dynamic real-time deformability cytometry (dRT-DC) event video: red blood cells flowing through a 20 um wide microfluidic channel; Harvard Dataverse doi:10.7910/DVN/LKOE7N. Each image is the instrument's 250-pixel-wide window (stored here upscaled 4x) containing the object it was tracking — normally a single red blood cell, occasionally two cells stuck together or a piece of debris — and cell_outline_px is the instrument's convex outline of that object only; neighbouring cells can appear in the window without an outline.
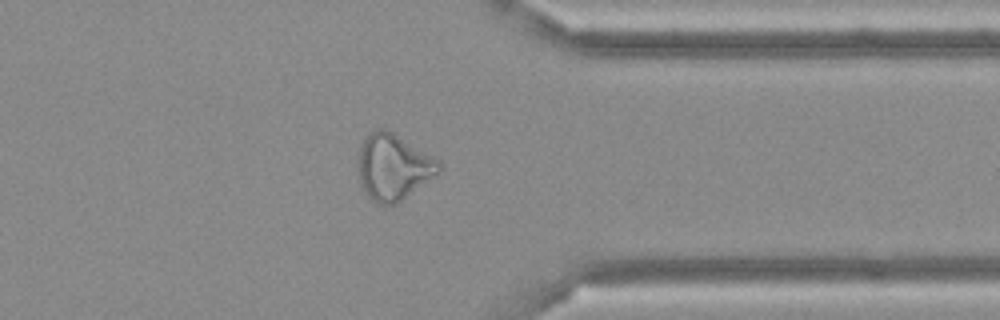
{"species": "Egyptian fruit bat (a non-hibernating species)", "species_latin": "Rousettus aegyptiacus", "temperature_condition": "cold", "stored_images_in_passage": 38, "camera_frame_rate_fps": 3000, "um_per_image_px": 0.085, "frame": {"image": 1, "passage_image": 27, "time_ms": 8.667, "image_size_px": [1000, 320], "cell_outline_px": [[440, 172], [396, 204], [380, 204], [372, 200], [364, 192], [360, 180], [356, 164], [360, 148], [364, 140], [376, 128], [384, 128], [392, 132], [440, 160]], "centroid_in_image_um": [33.41, 14.19], "position_along_channel_um": 378.0, "area_um2": 30.87}}
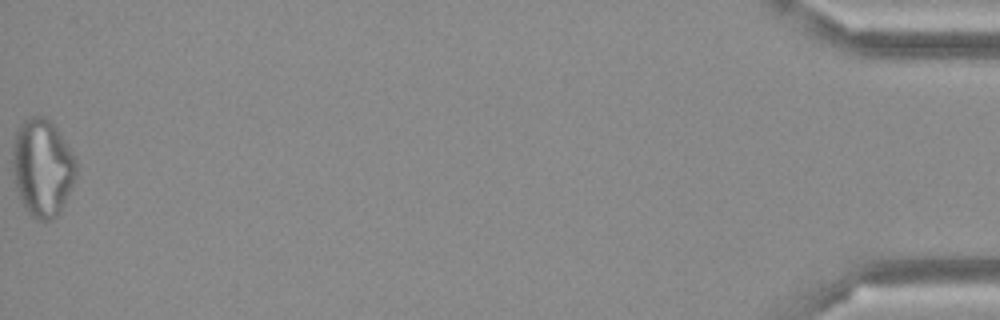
{"frame": {"image": 2, "passage_image": 38, "time_ms": 12.333, "image_size_px": [1000, 320], "cell_outline_px": [[76, 172], [72, 184], [60, 212], [52, 220], [36, 220], [24, 208], [20, 200], [16, 188], [12, 164], [12, 140], [20, 124], [24, 120], [32, 116], [44, 116], [56, 128], [76, 160]], "centroid_in_image_um": [3.56, 14.26], "position_along_channel_um": 431.6, "area_um2": 35.95}}